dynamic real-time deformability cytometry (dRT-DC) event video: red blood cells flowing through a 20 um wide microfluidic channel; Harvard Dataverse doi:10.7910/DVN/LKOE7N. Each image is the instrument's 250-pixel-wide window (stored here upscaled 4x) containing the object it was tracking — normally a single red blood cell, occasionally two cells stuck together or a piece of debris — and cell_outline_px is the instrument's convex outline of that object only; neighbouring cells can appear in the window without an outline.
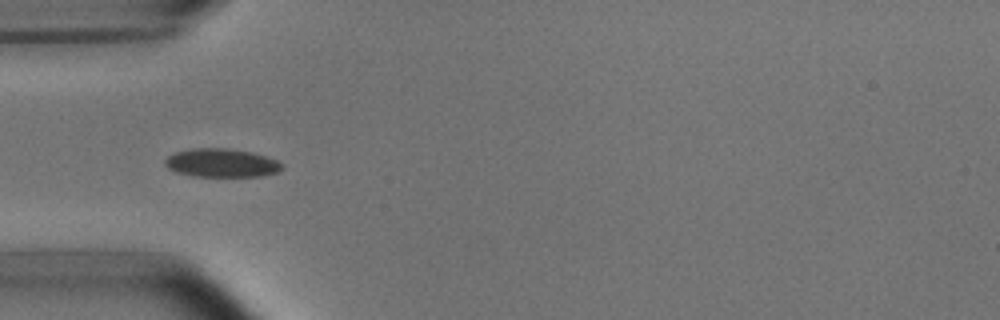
{"species": "common noctule bat (a hibernating species)", "species_latin": "Nyctalus noctula", "temperature_condition": "room temperature", "stored_images_in_passage": 32, "camera_frame_rate_fps": 3000, "um_per_image_px": 0.085, "animal": {"sex": "male", "body_mass_g": 15.6}, "frame": {"image": 1, "passage_image": 1, "time_ms": 0.0, "image_size_px": [1000, 320], "cell_outline_px": [[284, 168], [276, 172], [260, 176], [192, 176], [176, 172], [168, 168], [164, 164], [164, 160], [168, 156], [176, 152], [188, 148], [228, 148], [252, 152], [276, 160], [284, 164]], "centroid_in_image_um": [18.81, 13.84], "position_along_channel_um": 66.2, "area_um2": 19.48}}
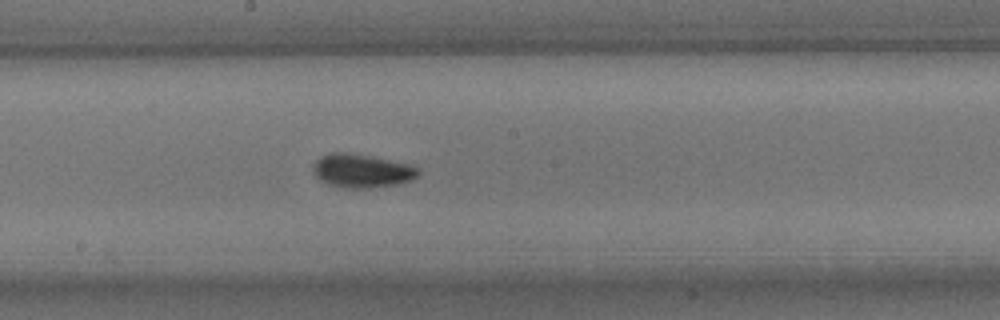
{"frame": {"image": 2, "passage_image": 13, "time_ms": 4.0, "image_size_px": [1000, 320], "cell_outline_px": [[420, 172], [412, 180], [400, 184], [368, 188], [344, 188], [328, 184], [320, 180], [316, 176], [312, 168], [316, 160], [320, 156], [332, 152], [348, 152], [372, 156], [408, 164], [420, 168]], "centroid_in_image_um": [30.75, 14.52], "position_along_channel_um": 217.4, "area_um2": 20.75}}
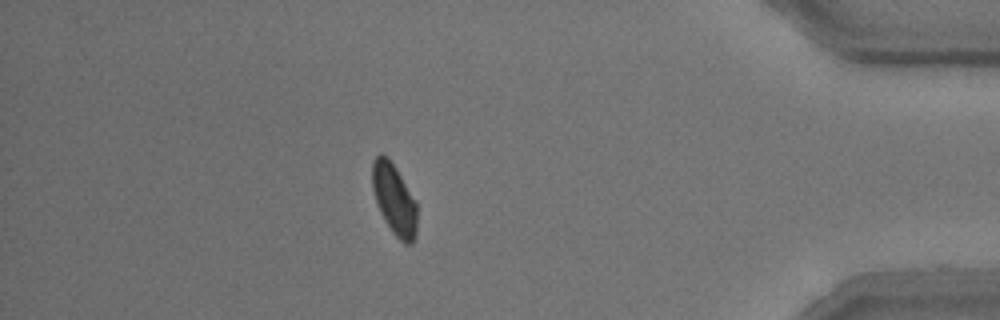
{"frame": {"image": 3, "passage_image": 31, "time_ms": 10.0, "image_size_px": [1000, 320], "cell_outline_px": [[416, 236], [412, 244], [404, 244], [392, 232], [384, 220], [380, 212], [372, 188], [372, 160], [380, 152], [388, 156], [396, 168], [416, 200]], "centroid_in_image_um": [33.5, 16.92], "position_along_channel_um": 401.7, "area_um2": 18.67}}